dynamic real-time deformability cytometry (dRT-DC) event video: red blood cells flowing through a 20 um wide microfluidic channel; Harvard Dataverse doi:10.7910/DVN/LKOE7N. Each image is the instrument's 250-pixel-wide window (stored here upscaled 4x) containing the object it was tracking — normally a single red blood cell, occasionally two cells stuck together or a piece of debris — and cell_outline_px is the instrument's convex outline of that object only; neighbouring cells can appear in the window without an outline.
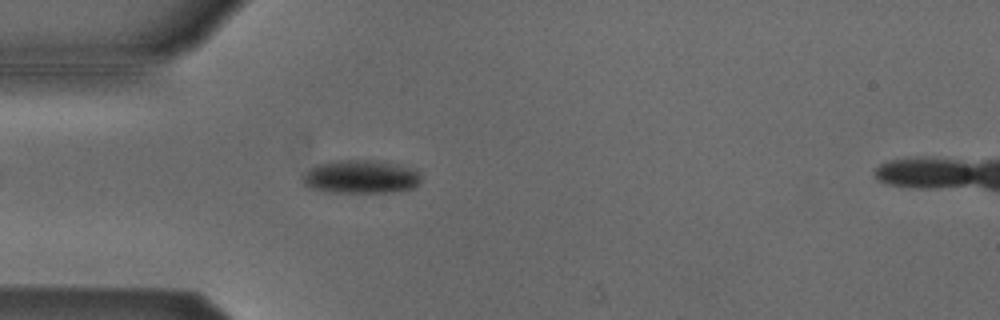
{"species": "Egyptian fruit bat (a non-hibernating species)", "species_latin": "Rousettus aegyptiacus", "temperature_condition": "cold", "stored_images_in_passage": 10, "camera_frame_rate_fps": 3000, "um_per_image_px": 0.085, "animal": {"sex": "male"}, "frame": {"image": 1, "passage_image": 7, "time_ms": 2.0, "image_size_px": [1000, 320], "cell_outline_px": [[420, 180], [412, 188], [388, 192], [328, 192], [308, 188], [300, 180], [300, 176], [308, 168], [316, 164], [336, 160], [380, 160], [400, 164], [416, 168], [420, 172]], "centroid_in_image_um": [30.62, 15.0], "position_along_channel_um": 54.4, "area_um2": 23.58}}